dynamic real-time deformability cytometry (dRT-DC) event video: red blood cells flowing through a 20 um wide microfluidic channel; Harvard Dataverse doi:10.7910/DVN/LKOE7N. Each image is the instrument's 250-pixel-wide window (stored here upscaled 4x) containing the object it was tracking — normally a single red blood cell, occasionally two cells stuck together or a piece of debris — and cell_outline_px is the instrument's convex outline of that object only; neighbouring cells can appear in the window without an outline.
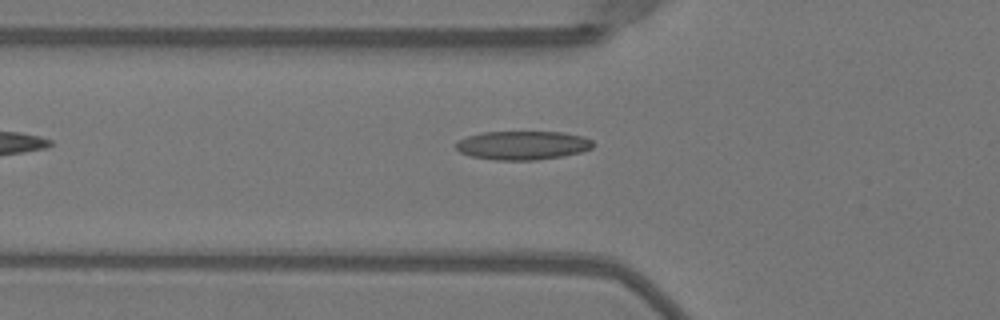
{"species": "Egyptian fruit bat (a non-hibernating species)", "species_latin": "Rousettus aegyptiacus", "temperature_condition": "warm", "stored_images_in_passage": 33, "camera_frame_rate_fps": 3000, "um_per_image_px": 0.085, "animal": {"sex": "female"}, "frame": {"image": 1, "passage_image": 3, "time_ms": 0.667, "image_size_px": [1000, 320], "cell_outline_px": [[592, 148], [580, 152], [560, 156], [536, 160], [496, 160], [472, 156], [460, 152], [456, 148], [456, 144], [460, 140], [468, 136], [484, 132], [564, 132], [584, 136], [592, 140]], "centroid_in_image_um": [44.44, 12.34], "position_along_channel_um": 81.4, "area_um2": 22.77}}
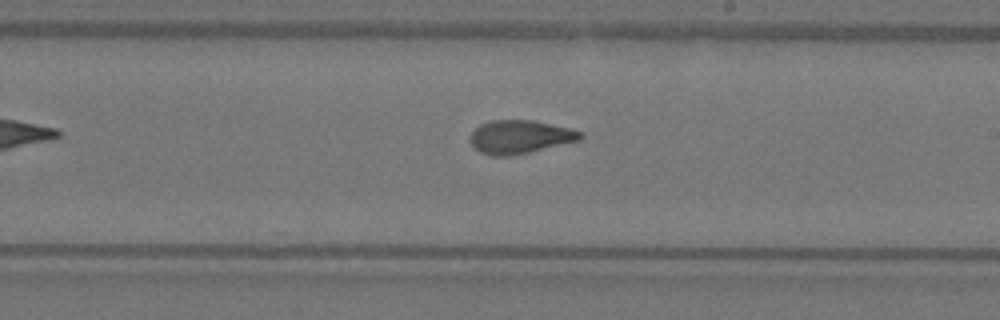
{"frame": {"image": 2, "passage_image": 15, "time_ms": 4.667, "image_size_px": [1000, 320], "cell_outline_px": [[584, 136], [580, 140], [528, 152], [508, 156], [492, 156], [480, 152], [472, 144], [472, 132], [480, 124], [492, 120], [532, 120], [572, 128], [580, 132]], "centroid_in_image_um": [44.22, 11.62], "position_along_channel_um": 244.8, "area_um2": 21.15}}
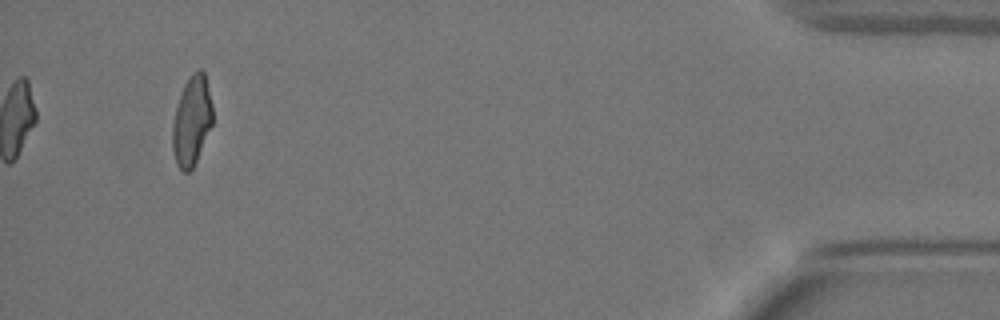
{"frame": {"image": 3, "passage_image": 33, "time_ms": 10.667, "image_size_px": [1000, 320], "cell_outline_px": [[212, 124], [196, 160], [192, 168], [188, 172], [184, 172], [176, 164], [172, 148], [172, 124], [176, 108], [184, 84], [192, 72], [200, 68], [204, 72], [212, 104]], "centroid_in_image_um": [16.29, 10.25], "position_along_channel_um": 418.9, "area_um2": 20.69}, "authors_computed_cell_mechanics": {"area_um2": 21.5016, "velocity_mm_per_s": 4.0597, "shape_relaxation_time_tau1_ms": 5.5759, "shape_relaxation_time_tau2_ms": 1.5648, "deformation_change_tau1": 0.1998, "deformation_change_tau2": 0.0652}}